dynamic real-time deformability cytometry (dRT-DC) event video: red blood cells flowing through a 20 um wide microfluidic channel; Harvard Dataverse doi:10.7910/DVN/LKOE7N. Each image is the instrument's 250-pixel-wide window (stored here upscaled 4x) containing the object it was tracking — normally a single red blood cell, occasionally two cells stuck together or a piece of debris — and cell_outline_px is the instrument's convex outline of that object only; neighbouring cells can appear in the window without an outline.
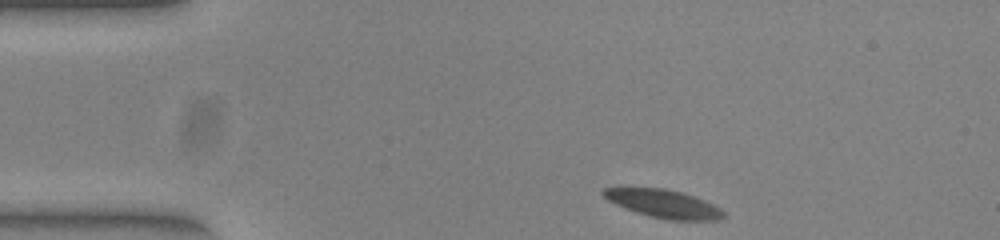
{"species": "common noctule bat (a hibernating species)", "species_latin": "Nyctalus noctula", "temperature_condition": "warm", "stored_images_in_passage": 46, "camera_frame_rate_fps": 3000, "um_per_image_px": 0.085, "animal": {"sex": "female", "body_mass_g": 23.0, "forearm_length_mm": 53.4}, "frame": {"image": 1, "passage_image": 1, "time_ms": 0.0, "image_size_px": [1000, 240], "cell_outline_px": [[724, 216], [716, 220], [668, 220], [652, 216], [616, 204], [608, 200], [600, 192], [604, 188], [664, 188], [680, 192], [692, 196], [712, 204], [720, 208], [724, 212]], "centroid_in_image_um": [56.41, 17.31], "position_along_channel_um": 28.6, "area_um2": 19.07}}
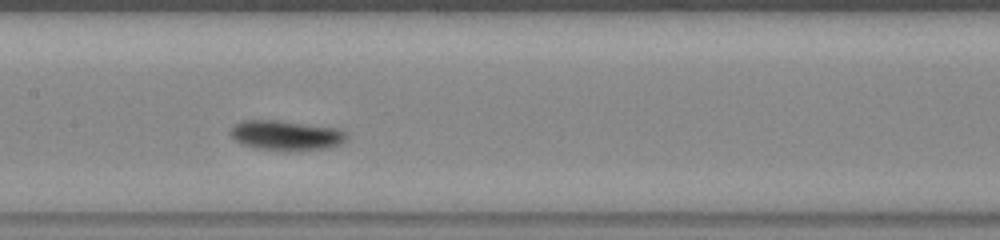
{"frame": {"image": 2, "passage_image": 18, "time_ms": 5.667, "image_size_px": [1000, 240], "cell_outline_px": [[348, 136], [340, 144], [328, 148], [300, 152], [288, 152], [256, 148], [244, 144], [236, 140], [232, 136], [232, 128], [236, 124], [244, 120], [276, 120], [336, 128], [344, 132]], "centroid_in_image_um": [24.36, 11.54], "position_along_channel_um": 183.0, "area_um2": 20.23}}
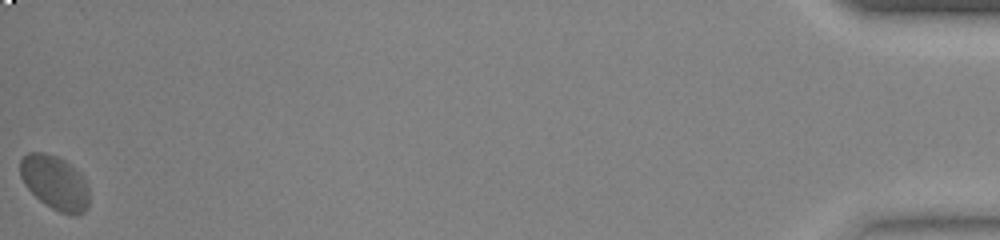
{"frame": {"image": 3, "passage_image": 46, "time_ms": 15.0, "image_size_px": [1000, 240], "cell_outline_px": [[88, 208], [84, 212], [76, 216], [72, 216], [60, 212], [44, 204], [24, 184], [20, 176], [20, 160], [28, 152], [44, 152], [56, 156], [64, 160], [76, 168], [84, 176], [88, 188]], "centroid_in_image_um": [4.68, 15.53], "position_along_channel_um": 430.5, "area_um2": 22.02}, "authors_computed_cell_mechanics": {"area_um2": 19.5942, "velocity_mm_per_s": 3.7609, "shape_relaxation_time_tau1_ms": 2.9566, "shape_relaxation_time_tau2_ms": 2.3212, "deformation_change_tau1": 0.1059, "deformation_change_tau2": 0.0267}}